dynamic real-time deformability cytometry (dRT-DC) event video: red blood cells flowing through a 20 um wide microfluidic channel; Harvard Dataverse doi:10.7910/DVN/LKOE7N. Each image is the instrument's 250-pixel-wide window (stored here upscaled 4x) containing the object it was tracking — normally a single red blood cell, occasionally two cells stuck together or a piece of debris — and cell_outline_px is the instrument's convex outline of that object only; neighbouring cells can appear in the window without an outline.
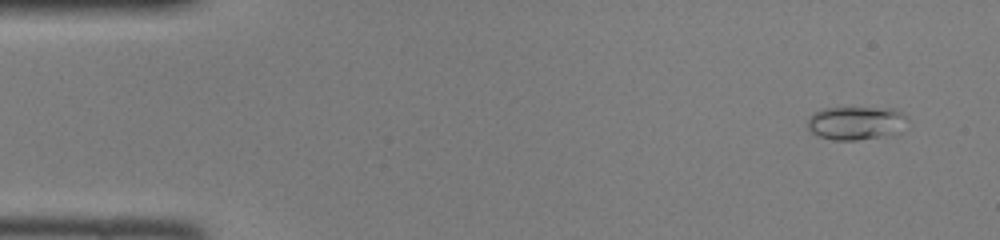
{"species": "common noctule bat (a hibernating species)", "species_latin": "Nyctalus noctula", "temperature_condition": "room temperature", "stored_images_in_passage": 45, "camera_frame_rate_fps": 3000, "um_per_image_px": 0.085, "animal": {"sex": "female", "body_mass_g": 22.0, "forearm_length_mm": 56.7}, "frame": {"image": 1, "passage_image": 2, "time_ms": 0.333, "image_size_px": [1000, 240], "cell_outline_px": [[908, 120], [888, 132], [880, 136], [856, 140], [832, 140], [820, 136], [812, 132], [808, 128], [808, 116], [812, 112], [824, 108], [892, 108], [908, 116]], "centroid_in_image_um": [72.62, 10.42], "position_along_channel_um": 12.4, "area_um2": 18.79}}
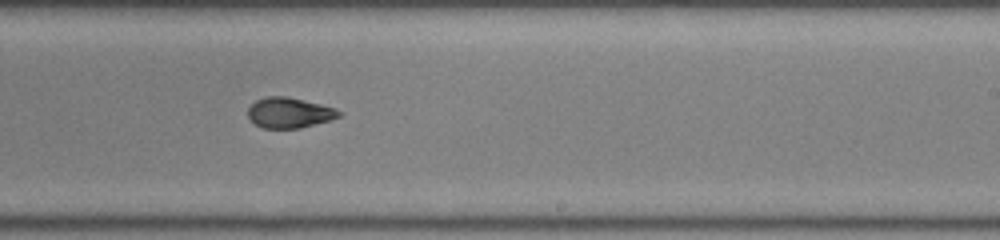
{"frame": {"image": 2, "passage_image": 27, "time_ms": 8.667, "image_size_px": [1000, 240], "cell_outline_px": [[344, 112], [340, 116], [332, 120], [300, 128], [264, 128], [256, 124], [248, 116], [248, 108], [256, 100], [268, 96], [288, 96], [336, 108]], "centroid_in_image_um": [24.64, 9.58], "position_along_channel_um": 264.4, "area_um2": 16.18}}
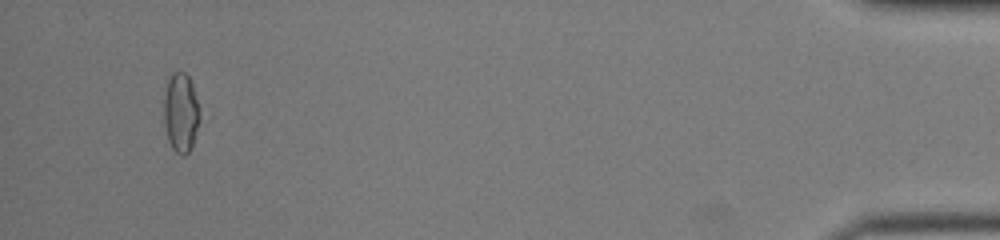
{"frame": {"image": 3, "passage_image": 43, "time_ms": 14.0, "image_size_px": [1000, 240], "cell_outline_px": [[200, 120], [192, 144], [188, 152], [184, 156], [180, 156], [172, 148], [168, 140], [164, 120], [164, 96], [168, 76], [172, 72], [184, 72], [188, 76], [192, 84], [200, 108]], "centroid_in_image_um": [15.37, 9.55], "position_along_channel_um": 419.8, "area_um2": 16.7}}